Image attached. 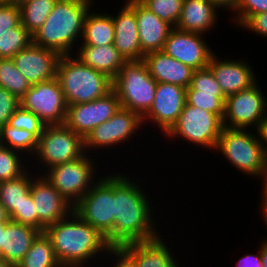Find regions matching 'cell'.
<instances>
[{
  "label": "cell",
  "mask_w": 267,
  "mask_h": 267,
  "mask_svg": "<svg viewBox=\"0 0 267 267\" xmlns=\"http://www.w3.org/2000/svg\"><path fill=\"white\" fill-rule=\"evenodd\" d=\"M258 250L255 254L243 255L235 264V267H263L261 261L260 244H258Z\"/></svg>",
  "instance_id": "cell-45"
},
{
  "label": "cell",
  "mask_w": 267,
  "mask_h": 267,
  "mask_svg": "<svg viewBox=\"0 0 267 267\" xmlns=\"http://www.w3.org/2000/svg\"><path fill=\"white\" fill-rule=\"evenodd\" d=\"M7 222H0V259H2V230L5 229Z\"/></svg>",
  "instance_id": "cell-52"
},
{
  "label": "cell",
  "mask_w": 267,
  "mask_h": 267,
  "mask_svg": "<svg viewBox=\"0 0 267 267\" xmlns=\"http://www.w3.org/2000/svg\"><path fill=\"white\" fill-rule=\"evenodd\" d=\"M260 209V215H262V219H263V221H264V224L266 225V228L265 229H267V208H263V207H259ZM263 241H265L266 243H267V237L265 238V239H263Z\"/></svg>",
  "instance_id": "cell-51"
},
{
  "label": "cell",
  "mask_w": 267,
  "mask_h": 267,
  "mask_svg": "<svg viewBox=\"0 0 267 267\" xmlns=\"http://www.w3.org/2000/svg\"><path fill=\"white\" fill-rule=\"evenodd\" d=\"M100 174L73 210L107 238L114 228V173Z\"/></svg>",
  "instance_id": "cell-10"
},
{
  "label": "cell",
  "mask_w": 267,
  "mask_h": 267,
  "mask_svg": "<svg viewBox=\"0 0 267 267\" xmlns=\"http://www.w3.org/2000/svg\"><path fill=\"white\" fill-rule=\"evenodd\" d=\"M133 177L127 172L115 174L114 170V228L106 238L110 247L149 241L161 235L157 223L160 218H155L151 195H146L149 192L140 186L143 180Z\"/></svg>",
  "instance_id": "cell-1"
},
{
  "label": "cell",
  "mask_w": 267,
  "mask_h": 267,
  "mask_svg": "<svg viewBox=\"0 0 267 267\" xmlns=\"http://www.w3.org/2000/svg\"><path fill=\"white\" fill-rule=\"evenodd\" d=\"M226 98L215 97V94L198 93L196 90H186V104L214 113L221 120L225 112Z\"/></svg>",
  "instance_id": "cell-36"
},
{
  "label": "cell",
  "mask_w": 267,
  "mask_h": 267,
  "mask_svg": "<svg viewBox=\"0 0 267 267\" xmlns=\"http://www.w3.org/2000/svg\"><path fill=\"white\" fill-rule=\"evenodd\" d=\"M93 156L86 154L80 159L50 167L41 174L74 207L101 176Z\"/></svg>",
  "instance_id": "cell-9"
},
{
  "label": "cell",
  "mask_w": 267,
  "mask_h": 267,
  "mask_svg": "<svg viewBox=\"0 0 267 267\" xmlns=\"http://www.w3.org/2000/svg\"><path fill=\"white\" fill-rule=\"evenodd\" d=\"M21 23L20 8L16 0L0 4V34Z\"/></svg>",
  "instance_id": "cell-41"
},
{
  "label": "cell",
  "mask_w": 267,
  "mask_h": 267,
  "mask_svg": "<svg viewBox=\"0 0 267 267\" xmlns=\"http://www.w3.org/2000/svg\"><path fill=\"white\" fill-rule=\"evenodd\" d=\"M234 59L229 57L222 60L219 54L214 53L208 64V68L212 71L226 97L248 89L260 80L256 76L254 67L248 64L250 62H247V59Z\"/></svg>",
  "instance_id": "cell-19"
},
{
  "label": "cell",
  "mask_w": 267,
  "mask_h": 267,
  "mask_svg": "<svg viewBox=\"0 0 267 267\" xmlns=\"http://www.w3.org/2000/svg\"><path fill=\"white\" fill-rule=\"evenodd\" d=\"M186 90H196L198 93L215 94V97H226L222 88L217 83L215 76L208 67L193 72L190 86L186 88Z\"/></svg>",
  "instance_id": "cell-38"
},
{
  "label": "cell",
  "mask_w": 267,
  "mask_h": 267,
  "mask_svg": "<svg viewBox=\"0 0 267 267\" xmlns=\"http://www.w3.org/2000/svg\"><path fill=\"white\" fill-rule=\"evenodd\" d=\"M29 169L20 177L0 182V204L10 216L15 208H19L24 196L30 193L32 178L37 174Z\"/></svg>",
  "instance_id": "cell-28"
},
{
  "label": "cell",
  "mask_w": 267,
  "mask_h": 267,
  "mask_svg": "<svg viewBox=\"0 0 267 267\" xmlns=\"http://www.w3.org/2000/svg\"><path fill=\"white\" fill-rule=\"evenodd\" d=\"M213 4H215L221 11L225 10L230 11L231 13L235 10L238 0H210Z\"/></svg>",
  "instance_id": "cell-47"
},
{
  "label": "cell",
  "mask_w": 267,
  "mask_h": 267,
  "mask_svg": "<svg viewBox=\"0 0 267 267\" xmlns=\"http://www.w3.org/2000/svg\"><path fill=\"white\" fill-rule=\"evenodd\" d=\"M116 15L112 14L115 26L114 46L125 61L142 60L138 35L137 18L135 15V0H124Z\"/></svg>",
  "instance_id": "cell-20"
},
{
  "label": "cell",
  "mask_w": 267,
  "mask_h": 267,
  "mask_svg": "<svg viewBox=\"0 0 267 267\" xmlns=\"http://www.w3.org/2000/svg\"><path fill=\"white\" fill-rule=\"evenodd\" d=\"M157 83H170L188 88L194 70L163 51H153L142 59Z\"/></svg>",
  "instance_id": "cell-22"
},
{
  "label": "cell",
  "mask_w": 267,
  "mask_h": 267,
  "mask_svg": "<svg viewBox=\"0 0 267 267\" xmlns=\"http://www.w3.org/2000/svg\"><path fill=\"white\" fill-rule=\"evenodd\" d=\"M8 220H9V216L5 208L0 204V222H7Z\"/></svg>",
  "instance_id": "cell-50"
},
{
  "label": "cell",
  "mask_w": 267,
  "mask_h": 267,
  "mask_svg": "<svg viewBox=\"0 0 267 267\" xmlns=\"http://www.w3.org/2000/svg\"><path fill=\"white\" fill-rule=\"evenodd\" d=\"M0 145L18 151L31 160L37 149L38 138L25 129L5 124L0 128Z\"/></svg>",
  "instance_id": "cell-31"
},
{
  "label": "cell",
  "mask_w": 267,
  "mask_h": 267,
  "mask_svg": "<svg viewBox=\"0 0 267 267\" xmlns=\"http://www.w3.org/2000/svg\"><path fill=\"white\" fill-rule=\"evenodd\" d=\"M93 3L96 1L57 0L42 27L33 34V43L60 55L74 54L81 42L86 14L96 6Z\"/></svg>",
  "instance_id": "cell-3"
},
{
  "label": "cell",
  "mask_w": 267,
  "mask_h": 267,
  "mask_svg": "<svg viewBox=\"0 0 267 267\" xmlns=\"http://www.w3.org/2000/svg\"><path fill=\"white\" fill-rule=\"evenodd\" d=\"M222 129V120L216 114L185 103L177 121L164 137L169 141L172 139L171 142L178 138L207 151H215Z\"/></svg>",
  "instance_id": "cell-8"
},
{
  "label": "cell",
  "mask_w": 267,
  "mask_h": 267,
  "mask_svg": "<svg viewBox=\"0 0 267 267\" xmlns=\"http://www.w3.org/2000/svg\"><path fill=\"white\" fill-rule=\"evenodd\" d=\"M265 12H267V0H238L235 10L229 15H233L230 22L239 28L250 15Z\"/></svg>",
  "instance_id": "cell-39"
},
{
  "label": "cell",
  "mask_w": 267,
  "mask_h": 267,
  "mask_svg": "<svg viewBox=\"0 0 267 267\" xmlns=\"http://www.w3.org/2000/svg\"><path fill=\"white\" fill-rule=\"evenodd\" d=\"M57 0L17 1L20 8L21 24L33 35L49 17Z\"/></svg>",
  "instance_id": "cell-30"
},
{
  "label": "cell",
  "mask_w": 267,
  "mask_h": 267,
  "mask_svg": "<svg viewBox=\"0 0 267 267\" xmlns=\"http://www.w3.org/2000/svg\"><path fill=\"white\" fill-rule=\"evenodd\" d=\"M260 253L263 267H267V243L260 240Z\"/></svg>",
  "instance_id": "cell-49"
},
{
  "label": "cell",
  "mask_w": 267,
  "mask_h": 267,
  "mask_svg": "<svg viewBox=\"0 0 267 267\" xmlns=\"http://www.w3.org/2000/svg\"><path fill=\"white\" fill-rule=\"evenodd\" d=\"M30 193L38 215V230L63 220L73 206L54 188L42 174L32 178Z\"/></svg>",
  "instance_id": "cell-17"
},
{
  "label": "cell",
  "mask_w": 267,
  "mask_h": 267,
  "mask_svg": "<svg viewBox=\"0 0 267 267\" xmlns=\"http://www.w3.org/2000/svg\"><path fill=\"white\" fill-rule=\"evenodd\" d=\"M250 130L223 127L215 151L235 170L259 181L267 167V157L257 130Z\"/></svg>",
  "instance_id": "cell-5"
},
{
  "label": "cell",
  "mask_w": 267,
  "mask_h": 267,
  "mask_svg": "<svg viewBox=\"0 0 267 267\" xmlns=\"http://www.w3.org/2000/svg\"><path fill=\"white\" fill-rule=\"evenodd\" d=\"M20 106L37 115L46 126L63 125L68 107L56 77L32 85L20 98Z\"/></svg>",
  "instance_id": "cell-13"
},
{
  "label": "cell",
  "mask_w": 267,
  "mask_h": 267,
  "mask_svg": "<svg viewBox=\"0 0 267 267\" xmlns=\"http://www.w3.org/2000/svg\"><path fill=\"white\" fill-rule=\"evenodd\" d=\"M9 219L38 230V215L31 193L24 196V200L19 208H15L14 212L9 216Z\"/></svg>",
  "instance_id": "cell-40"
},
{
  "label": "cell",
  "mask_w": 267,
  "mask_h": 267,
  "mask_svg": "<svg viewBox=\"0 0 267 267\" xmlns=\"http://www.w3.org/2000/svg\"><path fill=\"white\" fill-rule=\"evenodd\" d=\"M60 57L61 55L56 51L32 42L19 51L12 60L17 70L31 85H34L56 77Z\"/></svg>",
  "instance_id": "cell-18"
},
{
  "label": "cell",
  "mask_w": 267,
  "mask_h": 267,
  "mask_svg": "<svg viewBox=\"0 0 267 267\" xmlns=\"http://www.w3.org/2000/svg\"><path fill=\"white\" fill-rule=\"evenodd\" d=\"M85 155L83 136L75 133L64 124L45 126L38 139L34 158L30 160V163L33 164L30 165V168H33L37 174H41L50 167L80 159ZM35 162L36 164L39 162V165H36Z\"/></svg>",
  "instance_id": "cell-7"
},
{
  "label": "cell",
  "mask_w": 267,
  "mask_h": 267,
  "mask_svg": "<svg viewBox=\"0 0 267 267\" xmlns=\"http://www.w3.org/2000/svg\"><path fill=\"white\" fill-rule=\"evenodd\" d=\"M257 133L261 141V145L264 148L265 155L267 157V114L260 123L259 128L257 129Z\"/></svg>",
  "instance_id": "cell-46"
},
{
  "label": "cell",
  "mask_w": 267,
  "mask_h": 267,
  "mask_svg": "<svg viewBox=\"0 0 267 267\" xmlns=\"http://www.w3.org/2000/svg\"><path fill=\"white\" fill-rule=\"evenodd\" d=\"M19 106L20 99L0 87V128L8 123V120Z\"/></svg>",
  "instance_id": "cell-42"
},
{
  "label": "cell",
  "mask_w": 267,
  "mask_h": 267,
  "mask_svg": "<svg viewBox=\"0 0 267 267\" xmlns=\"http://www.w3.org/2000/svg\"><path fill=\"white\" fill-rule=\"evenodd\" d=\"M44 232L50 238L62 267L93 266L94 261L98 262V256H101L99 262L106 258L110 248L106 238L91 224L83 221L74 210L63 220L47 226Z\"/></svg>",
  "instance_id": "cell-2"
},
{
  "label": "cell",
  "mask_w": 267,
  "mask_h": 267,
  "mask_svg": "<svg viewBox=\"0 0 267 267\" xmlns=\"http://www.w3.org/2000/svg\"><path fill=\"white\" fill-rule=\"evenodd\" d=\"M112 85L122 108L137 113L141 118L150 110L157 82L143 60L125 61Z\"/></svg>",
  "instance_id": "cell-6"
},
{
  "label": "cell",
  "mask_w": 267,
  "mask_h": 267,
  "mask_svg": "<svg viewBox=\"0 0 267 267\" xmlns=\"http://www.w3.org/2000/svg\"><path fill=\"white\" fill-rule=\"evenodd\" d=\"M13 0H0V4H5V3H8V2H11Z\"/></svg>",
  "instance_id": "cell-54"
},
{
  "label": "cell",
  "mask_w": 267,
  "mask_h": 267,
  "mask_svg": "<svg viewBox=\"0 0 267 267\" xmlns=\"http://www.w3.org/2000/svg\"><path fill=\"white\" fill-rule=\"evenodd\" d=\"M33 42V35L20 23L0 34V59L13 58Z\"/></svg>",
  "instance_id": "cell-32"
},
{
  "label": "cell",
  "mask_w": 267,
  "mask_h": 267,
  "mask_svg": "<svg viewBox=\"0 0 267 267\" xmlns=\"http://www.w3.org/2000/svg\"><path fill=\"white\" fill-rule=\"evenodd\" d=\"M31 86L17 70L12 58L0 59V87L20 99Z\"/></svg>",
  "instance_id": "cell-34"
},
{
  "label": "cell",
  "mask_w": 267,
  "mask_h": 267,
  "mask_svg": "<svg viewBox=\"0 0 267 267\" xmlns=\"http://www.w3.org/2000/svg\"><path fill=\"white\" fill-rule=\"evenodd\" d=\"M242 30L256 34V37H267V12L250 15L241 25Z\"/></svg>",
  "instance_id": "cell-43"
},
{
  "label": "cell",
  "mask_w": 267,
  "mask_h": 267,
  "mask_svg": "<svg viewBox=\"0 0 267 267\" xmlns=\"http://www.w3.org/2000/svg\"><path fill=\"white\" fill-rule=\"evenodd\" d=\"M160 19L176 27L184 0H139Z\"/></svg>",
  "instance_id": "cell-35"
},
{
  "label": "cell",
  "mask_w": 267,
  "mask_h": 267,
  "mask_svg": "<svg viewBox=\"0 0 267 267\" xmlns=\"http://www.w3.org/2000/svg\"><path fill=\"white\" fill-rule=\"evenodd\" d=\"M135 15L141 51L144 54L162 51L165 41L174 27L156 16L139 0H135Z\"/></svg>",
  "instance_id": "cell-21"
},
{
  "label": "cell",
  "mask_w": 267,
  "mask_h": 267,
  "mask_svg": "<svg viewBox=\"0 0 267 267\" xmlns=\"http://www.w3.org/2000/svg\"><path fill=\"white\" fill-rule=\"evenodd\" d=\"M7 125L32 132L38 139L46 126L37 115L21 106L15 110Z\"/></svg>",
  "instance_id": "cell-37"
},
{
  "label": "cell",
  "mask_w": 267,
  "mask_h": 267,
  "mask_svg": "<svg viewBox=\"0 0 267 267\" xmlns=\"http://www.w3.org/2000/svg\"><path fill=\"white\" fill-rule=\"evenodd\" d=\"M0 267H14V266L0 259Z\"/></svg>",
  "instance_id": "cell-53"
},
{
  "label": "cell",
  "mask_w": 267,
  "mask_h": 267,
  "mask_svg": "<svg viewBox=\"0 0 267 267\" xmlns=\"http://www.w3.org/2000/svg\"><path fill=\"white\" fill-rule=\"evenodd\" d=\"M142 126V118L137 113L120 107L110 119L86 135V154L92 155L97 150H109L110 147L114 149L121 143L124 145L128 141L131 142L130 140L138 136L137 132L142 130Z\"/></svg>",
  "instance_id": "cell-12"
},
{
  "label": "cell",
  "mask_w": 267,
  "mask_h": 267,
  "mask_svg": "<svg viewBox=\"0 0 267 267\" xmlns=\"http://www.w3.org/2000/svg\"><path fill=\"white\" fill-rule=\"evenodd\" d=\"M94 7L86 14L79 46H104L114 43L115 26L112 13L95 12Z\"/></svg>",
  "instance_id": "cell-27"
},
{
  "label": "cell",
  "mask_w": 267,
  "mask_h": 267,
  "mask_svg": "<svg viewBox=\"0 0 267 267\" xmlns=\"http://www.w3.org/2000/svg\"><path fill=\"white\" fill-rule=\"evenodd\" d=\"M56 78L67 105L91 102L112 90V79L83 64L73 54L61 55Z\"/></svg>",
  "instance_id": "cell-4"
},
{
  "label": "cell",
  "mask_w": 267,
  "mask_h": 267,
  "mask_svg": "<svg viewBox=\"0 0 267 267\" xmlns=\"http://www.w3.org/2000/svg\"><path fill=\"white\" fill-rule=\"evenodd\" d=\"M219 10L210 0H184L181 16L175 28L206 35L216 28L215 25L220 18Z\"/></svg>",
  "instance_id": "cell-24"
},
{
  "label": "cell",
  "mask_w": 267,
  "mask_h": 267,
  "mask_svg": "<svg viewBox=\"0 0 267 267\" xmlns=\"http://www.w3.org/2000/svg\"><path fill=\"white\" fill-rule=\"evenodd\" d=\"M73 54L83 64L98 70L110 79H114L125 60L114 44L104 46H78Z\"/></svg>",
  "instance_id": "cell-26"
},
{
  "label": "cell",
  "mask_w": 267,
  "mask_h": 267,
  "mask_svg": "<svg viewBox=\"0 0 267 267\" xmlns=\"http://www.w3.org/2000/svg\"><path fill=\"white\" fill-rule=\"evenodd\" d=\"M26 158L18 151L0 145V182L22 176L30 167V160Z\"/></svg>",
  "instance_id": "cell-33"
},
{
  "label": "cell",
  "mask_w": 267,
  "mask_h": 267,
  "mask_svg": "<svg viewBox=\"0 0 267 267\" xmlns=\"http://www.w3.org/2000/svg\"><path fill=\"white\" fill-rule=\"evenodd\" d=\"M106 258L105 260L110 261H106V264L108 263L110 267L111 264L109 263H111V261H115L112 264L113 267H138L136 261L122 247H110L108 249Z\"/></svg>",
  "instance_id": "cell-44"
},
{
  "label": "cell",
  "mask_w": 267,
  "mask_h": 267,
  "mask_svg": "<svg viewBox=\"0 0 267 267\" xmlns=\"http://www.w3.org/2000/svg\"><path fill=\"white\" fill-rule=\"evenodd\" d=\"M261 180V186L260 187H263L261 189V201H260V207H263V208H267V167L265 169V171L262 173V176L260 177Z\"/></svg>",
  "instance_id": "cell-48"
},
{
  "label": "cell",
  "mask_w": 267,
  "mask_h": 267,
  "mask_svg": "<svg viewBox=\"0 0 267 267\" xmlns=\"http://www.w3.org/2000/svg\"><path fill=\"white\" fill-rule=\"evenodd\" d=\"M119 98L112 89L91 102L68 105L64 125L83 136L110 119L120 108Z\"/></svg>",
  "instance_id": "cell-14"
},
{
  "label": "cell",
  "mask_w": 267,
  "mask_h": 267,
  "mask_svg": "<svg viewBox=\"0 0 267 267\" xmlns=\"http://www.w3.org/2000/svg\"><path fill=\"white\" fill-rule=\"evenodd\" d=\"M185 103V87L170 83H157L153 104L142 117L143 127H147L150 121L149 124L153 125L151 127L158 126L159 132L165 135L177 121Z\"/></svg>",
  "instance_id": "cell-16"
},
{
  "label": "cell",
  "mask_w": 267,
  "mask_h": 267,
  "mask_svg": "<svg viewBox=\"0 0 267 267\" xmlns=\"http://www.w3.org/2000/svg\"><path fill=\"white\" fill-rule=\"evenodd\" d=\"M39 233L33 227L9 219L2 230V260L16 267Z\"/></svg>",
  "instance_id": "cell-25"
},
{
  "label": "cell",
  "mask_w": 267,
  "mask_h": 267,
  "mask_svg": "<svg viewBox=\"0 0 267 267\" xmlns=\"http://www.w3.org/2000/svg\"><path fill=\"white\" fill-rule=\"evenodd\" d=\"M16 267H62L50 238L45 232H40L34 239L30 249Z\"/></svg>",
  "instance_id": "cell-29"
},
{
  "label": "cell",
  "mask_w": 267,
  "mask_h": 267,
  "mask_svg": "<svg viewBox=\"0 0 267 267\" xmlns=\"http://www.w3.org/2000/svg\"><path fill=\"white\" fill-rule=\"evenodd\" d=\"M167 244L161 234L153 240L129 243L122 248L136 261L138 267H180L181 263L177 262L179 260L172 252L173 248Z\"/></svg>",
  "instance_id": "cell-23"
},
{
  "label": "cell",
  "mask_w": 267,
  "mask_h": 267,
  "mask_svg": "<svg viewBox=\"0 0 267 267\" xmlns=\"http://www.w3.org/2000/svg\"><path fill=\"white\" fill-rule=\"evenodd\" d=\"M200 33L186 32L173 28L163 48V52L195 70L208 67L213 49Z\"/></svg>",
  "instance_id": "cell-15"
},
{
  "label": "cell",
  "mask_w": 267,
  "mask_h": 267,
  "mask_svg": "<svg viewBox=\"0 0 267 267\" xmlns=\"http://www.w3.org/2000/svg\"><path fill=\"white\" fill-rule=\"evenodd\" d=\"M257 81L248 89L230 95L225 101L223 127L231 129L259 128L267 114L266 93Z\"/></svg>",
  "instance_id": "cell-11"
}]
</instances>
